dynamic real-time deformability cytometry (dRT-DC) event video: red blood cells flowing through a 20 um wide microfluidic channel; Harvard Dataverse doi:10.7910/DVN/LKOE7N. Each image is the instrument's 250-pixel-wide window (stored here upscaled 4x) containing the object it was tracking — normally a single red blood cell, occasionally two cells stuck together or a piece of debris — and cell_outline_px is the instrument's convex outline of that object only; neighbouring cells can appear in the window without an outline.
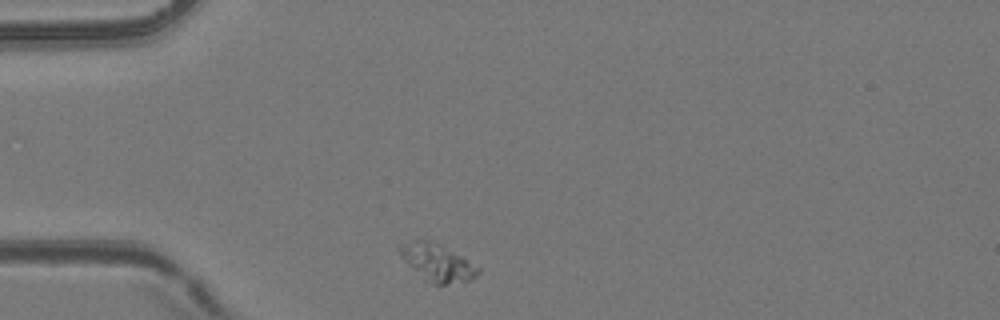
{"species": "common noctule bat (a hibernating species)", "species_latin": "Nyctalus noctula", "temperature_condition": "room temperature", "stored_images_in_passage": 2, "camera_frame_rate_fps": 3000, "um_per_image_px": 0.085, "animal": {"sex": "female", "body_mass_g": 24.6, "forearm_length_mm": 56.2}, "frame": {"image": 1, "passage_image": 1, "time_ms": 0.0, "image_size_px": [1000, 320], "cell_outline_px": [[480, 272], [476, 276], [468, 280], [448, 284], [432, 284], [424, 280], [400, 256], [396, 244], [420, 236], [432, 240], [440, 244], [480, 268]], "centroid_in_image_um": [37.07, 22.25], "position_along_channel_um": 47.9, "area_um2": 17.34}}